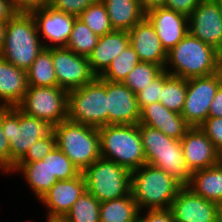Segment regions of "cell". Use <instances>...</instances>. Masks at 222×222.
<instances>
[{"instance_id":"40","label":"cell","mask_w":222,"mask_h":222,"mask_svg":"<svg viewBox=\"0 0 222 222\" xmlns=\"http://www.w3.org/2000/svg\"><path fill=\"white\" fill-rule=\"evenodd\" d=\"M0 171L5 174L10 172V143L2 130V107H0Z\"/></svg>"},{"instance_id":"26","label":"cell","mask_w":222,"mask_h":222,"mask_svg":"<svg viewBox=\"0 0 222 222\" xmlns=\"http://www.w3.org/2000/svg\"><path fill=\"white\" fill-rule=\"evenodd\" d=\"M187 187L222 207V168L218 164L192 172L191 182Z\"/></svg>"},{"instance_id":"31","label":"cell","mask_w":222,"mask_h":222,"mask_svg":"<svg viewBox=\"0 0 222 222\" xmlns=\"http://www.w3.org/2000/svg\"><path fill=\"white\" fill-rule=\"evenodd\" d=\"M98 39L99 36L85 23L76 18L66 48L77 55L88 57L97 45Z\"/></svg>"},{"instance_id":"24","label":"cell","mask_w":222,"mask_h":222,"mask_svg":"<svg viewBox=\"0 0 222 222\" xmlns=\"http://www.w3.org/2000/svg\"><path fill=\"white\" fill-rule=\"evenodd\" d=\"M15 172L23 175L26 183L30 186L36 199L39 200L43 195L58 181L49 169V153L43 160L30 163H16L9 174Z\"/></svg>"},{"instance_id":"41","label":"cell","mask_w":222,"mask_h":222,"mask_svg":"<svg viewBox=\"0 0 222 222\" xmlns=\"http://www.w3.org/2000/svg\"><path fill=\"white\" fill-rule=\"evenodd\" d=\"M144 212L146 213H143V211L139 212V220H138L139 222H175L173 213L170 210V208L155 209V210L144 209Z\"/></svg>"},{"instance_id":"37","label":"cell","mask_w":222,"mask_h":222,"mask_svg":"<svg viewBox=\"0 0 222 222\" xmlns=\"http://www.w3.org/2000/svg\"><path fill=\"white\" fill-rule=\"evenodd\" d=\"M56 147V138L54 132L48 137L33 143L26 154L17 163H30L43 160V158Z\"/></svg>"},{"instance_id":"23","label":"cell","mask_w":222,"mask_h":222,"mask_svg":"<svg viewBox=\"0 0 222 222\" xmlns=\"http://www.w3.org/2000/svg\"><path fill=\"white\" fill-rule=\"evenodd\" d=\"M27 88L26 71L0 56V107H16Z\"/></svg>"},{"instance_id":"38","label":"cell","mask_w":222,"mask_h":222,"mask_svg":"<svg viewBox=\"0 0 222 222\" xmlns=\"http://www.w3.org/2000/svg\"><path fill=\"white\" fill-rule=\"evenodd\" d=\"M199 127L222 154V117H208Z\"/></svg>"},{"instance_id":"30","label":"cell","mask_w":222,"mask_h":222,"mask_svg":"<svg viewBox=\"0 0 222 222\" xmlns=\"http://www.w3.org/2000/svg\"><path fill=\"white\" fill-rule=\"evenodd\" d=\"M139 62L137 53L129 43L120 55L111 61L99 78L110 82H123Z\"/></svg>"},{"instance_id":"28","label":"cell","mask_w":222,"mask_h":222,"mask_svg":"<svg viewBox=\"0 0 222 222\" xmlns=\"http://www.w3.org/2000/svg\"><path fill=\"white\" fill-rule=\"evenodd\" d=\"M28 86H58L52 60V48H44L26 70Z\"/></svg>"},{"instance_id":"18","label":"cell","mask_w":222,"mask_h":222,"mask_svg":"<svg viewBox=\"0 0 222 222\" xmlns=\"http://www.w3.org/2000/svg\"><path fill=\"white\" fill-rule=\"evenodd\" d=\"M108 125L138 124L140 109L136 95L122 82L107 81Z\"/></svg>"},{"instance_id":"27","label":"cell","mask_w":222,"mask_h":222,"mask_svg":"<svg viewBox=\"0 0 222 222\" xmlns=\"http://www.w3.org/2000/svg\"><path fill=\"white\" fill-rule=\"evenodd\" d=\"M139 212L138 205L131 194L100 202V222H138Z\"/></svg>"},{"instance_id":"35","label":"cell","mask_w":222,"mask_h":222,"mask_svg":"<svg viewBox=\"0 0 222 222\" xmlns=\"http://www.w3.org/2000/svg\"><path fill=\"white\" fill-rule=\"evenodd\" d=\"M49 169L58 181L75 178L81 173L57 146L49 152Z\"/></svg>"},{"instance_id":"14","label":"cell","mask_w":222,"mask_h":222,"mask_svg":"<svg viewBox=\"0 0 222 222\" xmlns=\"http://www.w3.org/2000/svg\"><path fill=\"white\" fill-rule=\"evenodd\" d=\"M30 13L35 19L39 37L45 48L66 47L77 17L57 11L49 5L33 9Z\"/></svg>"},{"instance_id":"22","label":"cell","mask_w":222,"mask_h":222,"mask_svg":"<svg viewBox=\"0 0 222 222\" xmlns=\"http://www.w3.org/2000/svg\"><path fill=\"white\" fill-rule=\"evenodd\" d=\"M128 45L129 34L127 31L114 30L100 36L97 45L87 57L96 77H99L108 68L111 61L119 56Z\"/></svg>"},{"instance_id":"42","label":"cell","mask_w":222,"mask_h":222,"mask_svg":"<svg viewBox=\"0 0 222 222\" xmlns=\"http://www.w3.org/2000/svg\"><path fill=\"white\" fill-rule=\"evenodd\" d=\"M200 1L201 0H166L164 7L188 17Z\"/></svg>"},{"instance_id":"2","label":"cell","mask_w":222,"mask_h":222,"mask_svg":"<svg viewBox=\"0 0 222 222\" xmlns=\"http://www.w3.org/2000/svg\"><path fill=\"white\" fill-rule=\"evenodd\" d=\"M44 48L30 12H16L6 22V36L0 51L6 61L26 71Z\"/></svg>"},{"instance_id":"7","label":"cell","mask_w":222,"mask_h":222,"mask_svg":"<svg viewBox=\"0 0 222 222\" xmlns=\"http://www.w3.org/2000/svg\"><path fill=\"white\" fill-rule=\"evenodd\" d=\"M2 130L10 143L11 171L33 143L53 132V126L24 114L17 107H2Z\"/></svg>"},{"instance_id":"4","label":"cell","mask_w":222,"mask_h":222,"mask_svg":"<svg viewBox=\"0 0 222 222\" xmlns=\"http://www.w3.org/2000/svg\"><path fill=\"white\" fill-rule=\"evenodd\" d=\"M182 187L164 170L147 163L131 171V195L140 211L169 209Z\"/></svg>"},{"instance_id":"29","label":"cell","mask_w":222,"mask_h":222,"mask_svg":"<svg viewBox=\"0 0 222 222\" xmlns=\"http://www.w3.org/2000/svg\"><path fill=\"white\" fill-rule=\"evenodd\" d=\"M187 92V79L172 76L165 71V84L161 91L159 102L167 109L182 113Z\"/></svg>"},{"instance_id":"10","label":"cell","mask_w":222,"mask_h":222,"mask_svg":"<svg viewBox=\"0 0 222 222\" xmlns=\"http://www.w3.org/2000/svg\"><path fill=\"white\" fill-rule=\"evenodd\" d=\"M68 91L58 87L28 86L16 106L21 112L45 120L52 126L67 120Z\"/></svg>"},{"instance_id":"9","label":"cell","mask_w":222,"mask_h":222,"mask_svg":"<svg viewBox=\"0 0 222 222\" xmlns=\"http://www.w3.org/2000/svg\"><path fill=\"white\" fill-rule=\"evenodd\" d=\"M82 174L85 178L86 191L99 202L131 194V171L114 161L100 157Z\"/></svg>"},{"instance_id":"52","label":"cell","mask_w":222,"mask_h":222,"mask_svg":"<svg viewBox=\"0 0 222 222\" xmlns=\"http://www.w3.org/2000/svg\"><path fill=\"white\" fill-rule=\"evenodd\" d=\"M218 1H219L220 5H221V8H222V0H218Z\"/></svg>"},{"instance_id":"51","label":"cell","mask_w":222,"mask_h":222,"mask_svg":"<svg viewBox=\"0 0 222 222\" xmlns=\"http://www.w3.org/2000/svg\"><path fill=\"white\" fill-rule=\"evenodd\" d=\"M218 165L222 168V154H221V157H220Z\"/></svg>"},{"instance_id":"3","label":"cell","mask_w":222,"mask_h":222,"mask_svg":"<svg viewBox=\"0 0 222 222\" xmlns=\"http://www.w3.org/2000/svg\"><path fill=\"white\" fill-rule=\"evenodd\" d=\"M139 133L146 163L164 170L183 187L188 186L192 173L186 166L180 140L142 124Z\"/></svg>"},{"instance_id":"11","label":"cell","mask_w":222,"mask_h":222,"mask_svg":"<svg viewBox=\"0 0 222 222\" xmlns=\"http://www.w3.org/2000/svg\"><path fill=\"white\" fill-rule=\"evenodd\" d=\"M221 84L220 71L187 79V92L181 115L191 127H199L208 118L211 102Z\"/></svg>"},{"instance_id":"12","label":"cell","mask_w":222,"mask_h":222,"mask_svg":"<svg viewBox=\"0 0 222 222\" xmlns=\"http://www.w3.org/2000/svg\"><path fill=\"white\" fill-rule=\"evenodd\" d=\"M52 60L58 87L66 91L81 88L96 78L88 58L66 47H53Z\"/></svg>"},{"instance_id":"8","label":"cell","mask_w":222,"mask_h":222,"mask_svg":"<svg viewBox=\"0 0 222 222\" xmlns=\"http://www.w3.org/2000/svg\"><path fill=\"white\" fill-rule=\"evenodd\" d=\"M67 104V120L97 128L108 125L107 80L96 77L68 91Z\"/></svg>"},{"instance_id":"43","label":"cell","mask_w":222,"mask_h":222,"mask_svg":"<svg viewBox=\"0 0 222 222\" xmlns=\"http://www.w3.org/2000/svg\"><path fill=\"white\" fill-rule=\"evenodd\" d=\"M17 12H30L36 8L50 5L51 0H10Z\"/></svg>"},{"instance_id":"36","label":"cell","mask_w":222,"mask_h":222,"mask_svg":"<svg viewBox=\"0 0 222 222\" xmlns=\"http://www.w3.org/2000/svg\"><path fill=\"white\" fill-rule=\"evenodd\" d=\"M165 84V70H163L152 82L149 83L142 91L136 94L139 109L144 106L158 102L161 97V91Z\"/></svg>"},{"instance_id":"46","label":"cell","mask_w":222,"mask_h":222,"mask_svg":"<svg viewBox=\"0 0 222 222\" xmlns=\"http://www.w3.org/2000/svg\"><path fill=\"white\" fill-rule=\"evenodd\" d=\"M142 10L146 13L148 10L156 7H164L166 0H139Z\"/></svg>"},{"instance_id":"34","label":"cell","mask_w":222,"mask_h":222,"mask_svg":"<svg viewBox=\"0 0 222 222\" xmlns=\"http://www.w3.org/2000/svg\"><path fill=\"white\" fill-rule=\"evenodd\" d=\"M163 70L160 65L140 61L122 83L136 95Z\"/></svg>"},{"instance_id":"20","label":"cell","mask_w":222,"mask_h":222,"mask_svg":"<svg viewBox=\"0 0 222 222\" xmlns=\"http://www.w3.org/2000/svg\"><path fill=\"white\" fill-rule=\"evenodd\" d=\"M129 43L142 62L160 65L163 69L167 52L163 48L154 26L144 17L129 31Z\"/></svg>"},{"instance_id":"15","label":"cell","mask_w":222,"mask_h":222,"mask_svg":"<svg viewBox=\"0 0 222 222\" xmlns=\"http://www.w3.org/2000/svg\"><path fill=\"white\" fill-rule=\"evenodd\" d=\"M220 209L217 203L195 194L187 186L180 189L170 207L175 222H219Z\"/></svg>"},{"instance_id":"16","label":"cell","mask_w":222,"mask_h":222,"mask_svg":"<svg viewBox=\"0 0 222 222\" xmlns=\"http://www.w3.org/2000/svg\"><path fill=\"white\" fill-rule=\"evenodd\" d=\"M180 142L186 166L191 173L219 163L221 153L200 127H191Z\"/></svg>"},{"instance_id":"17","label":"cell","mask_w":222,"mask_h":222,"mask_svg":"<svg viewBox=\"0 0 222 222\" xmlns=\"http://www.w3.org/2000/svg\"><path fill=\"white\" fill-rule=\"evenodd\" d=\"M85 191V178L81 172L75 178L57 181L39 201L47 208V217L63 218Z\"/></svg>"},{"instance_id":"47","label":"cell","mask_w":222,"mask_h":222,"mask_svg":"<svg viewBox=\"0 0 222 222\" xmlns=\"http://www.w3.org/2000/svg\"><path fill=\"white\" fill-rule=\"evenodd\" d=\"M5 36H6V22H0V51L3 47Z\"/></svg>"},{"instance_id":"25","label":"cell","mask_w":222,"mask_h":222,"mask_svg":"<svg viewBox=\"0 0 222 222\" xmlns=\"http://www.w3.org/2000/svg\"><path fill=\"white\" fill-rule=\"evenodd\" d=\"M101 1L106 6L113 30L128 32L145 17V12L142 10L139 0Z\"/></svg>"},{"instance_id":"5","label":"cell","mask_w":222,"mask_h":222,"mask_svg":"<svg viewBox=\"0 0 222 222\" xmlns=\"http://www.w3.org/2000/svg\"><path fill=\"white\" fill-rule=\"evenodd\" d=\"M101 157L130 171L146 164L139 124L105 125L98 128Z\"/></svg>"},{"instance_id":"6","label":"cell","mask_w":222,"mask_h":222,"mask_svg":"<svg viewBox=\"0 0 222 222\" xmlns=\"http://www.w3.org/2000/svg\"><path fill=\"white\" fill-rule=\"evenodd\" d=\"M56 146L83 172L101 157L97 127L65 120L53 126Z\"/></svg>"},{"instance_id":"45","label":"cell","mask_w":222,"mask_h":222,"mask_svg":"<svg viewBox=\"0 0 222 222\" xmlns=\"http://www.w3.org/2000/svg\"><path fill=\"white\" fill-rule=\"evenodd\" d=\"M16 12L10 0H0V22H7Z\"/></svg>"},{"instance_id":"33","label":"cell","mask_w":222,"mask_h":222,"mask_svg":"<svg viewBox=\"0 0 222 222\" xmlns=\"http://www.w3.org/2000/svg\"><path fill=\"white\" fill-rule=\"evenodd\" d=\"M77 18L99 37L114 31L106 6L101 0L89 5Z\"/></svg>"},{"instance_id":"21","label":"cell","mask_w":222,"mask_h":222,"mask_svg":"<svg viewBox=\"0 0 222 222\" xmlns=\"http://www.w3.org/2000/svg\"><path fill=\"white\" fill-rule=\"evenodd\" d=\"M138 124L160 130L175 140H181L191 128L181 114L167 109L159 101L146 105L140 110Z\"/></svg>"},{"instance_id":"1","label":"cell","mask_w":222,"mask_h":222,"mask_svg":"<svg viewBox=\"0 0 222 222\" xmlns=\"http://www.w3.org/2000/svg\"><path fill=\"white\" fill-rule=\"evenodd\" d=\"M164 70L185 79L214 74L220 71L219 51L188 32L167 52Z\"/></svg>"},{"instance_id":"49","label":"cell","mask_w":222,"mask_h":222,"mask_svg":"<svg viewBox=\"0 0 222 222\" xmlns=\"http://www.w3.org/2000/svg\"><path fill=\"white\" fill-rule=\"evenodd\" d=\"M220 56V72L222 73V50L219 52Z\"/></svg>"},{"instance_id":"48","label":"cell","mask_w":222,"mask_h":222,"mask_svg":"<svg viewBox=\"0 0 222 222\" xmlns=\"http://www.w3.org/2000/svg\"><path fill=\"white\" fill-rule=\"evenodd\" d=\"M46 222H67L64 218L62 217H47Z\"/></svg>"},{"instance_id":"44","label":"cell","mask_w":222,"mask_h":222,"mask_svg":"<svg viewBox=\"0 0 222 222\" xmlns=\"http://www.w3.org/2000/svg\"><path fill=\"white\" fill-rule=\"evenodd\" d=\"M208 117H222V84L211 102Z\"/></svg>"},{"instance_id":"32","label":"cell","mask_w":222,"mask_h":222,"mask_svg":"<svg viewBox=\"0 0 222 222\" xmlns=\"http://www.w3.org/2000/svg\"><path fill=\"white\" fill-rule=\"evenodd\" d=\"M63 218L67 222H100V202L85 191Z\"/></svg>"},{"instance_id":"39","label":"cell","mask_w":222,"mask_h":222,"mask_svg":"<svg viewBox=\"0 0 222 222\" xmlns=\"http://www.w3.org/2000/svg\"><path fill=\"white\" fill-rule=\"evenodd\" d=\"M98 0H51L49 6L57 11L78 17L89 5Z\"/></svg>"},{"instance_id":"13","label":"cell","mask_w":222,"mask_h":222,"mask_svg":"<svg viewBox=\"0 0 222 222\" xmlns=\"http://www.w3.org/2000/svg\"><path fill=\"white\" fill-rule=\"evenodd\" d=\"M189 33L215 48L222 50V8L218 0H201L188 16Z\"/></svg>"},{"instance_id":"50","label":"cell","mask_w":222,"mask_h":222,"mask_svg":"<svg viewBox=\"0 0 222 222\" xmlns=\"http://www.w3.org/2000/svg\"><path fill=\"white\" fill-rule=\"evenodd\" d=\"M219 222H222V207H221L220 213H219Z\"/></svg>"},{"instance_id":"19","label":"cell","mask_w":222,"mask_h":222,"mask_svg":"<svg viewBox=\"0 0 222 222\" xmlns=\"http://www.w3.org/2000/svg\"><path fill=\"white\" fill-rule=\"evenodd\" d=\"M145 17L154 26L161 44L169 52L189 32L188 17L165 7L148 10Z\"/></svg>"}]
</instances>
